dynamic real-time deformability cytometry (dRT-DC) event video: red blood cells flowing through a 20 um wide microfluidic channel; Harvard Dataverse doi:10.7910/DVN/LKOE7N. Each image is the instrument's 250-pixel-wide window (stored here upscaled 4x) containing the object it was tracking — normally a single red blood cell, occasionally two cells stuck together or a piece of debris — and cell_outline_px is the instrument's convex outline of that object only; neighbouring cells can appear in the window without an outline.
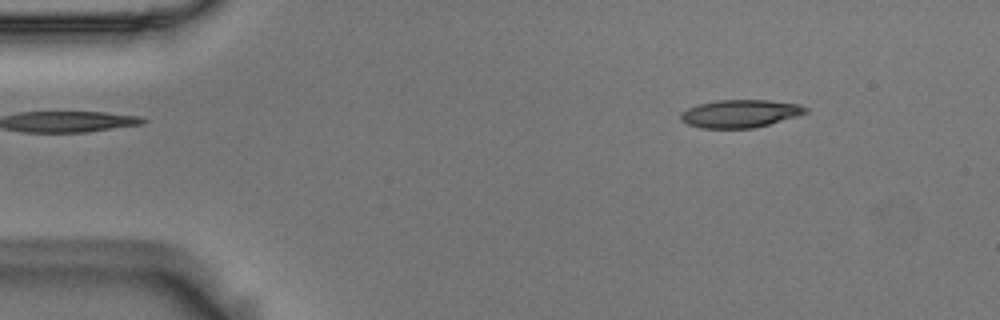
{"species": "Egyptian fruit bat (a non-hibernating species)", "species_latin": "Rousettus aegyptiacus", "temperature_condition": "room temperature", "stored_images_in_passage": 13, "camera_frame_rate_fps": 3000, "um_per_image_px": 0.085, "animal": {"sex": "male"}, "frame": {"image": 1, "passage_image": 1, "time_ms": 0.0, "image_size_px": [1000, 320], "cell_outline_px": [[808, 112], [800, 116], [752, 128], [700, 128], [688, 124], [680, 120], [680, 112], [696, 104], [716, 100], [768, 100], [800, 104], [808, 108]], "centroid_in_image_um": [62.91, 9.65], "position_along_channel_um": 22.1, "area_um2": 20.46}}
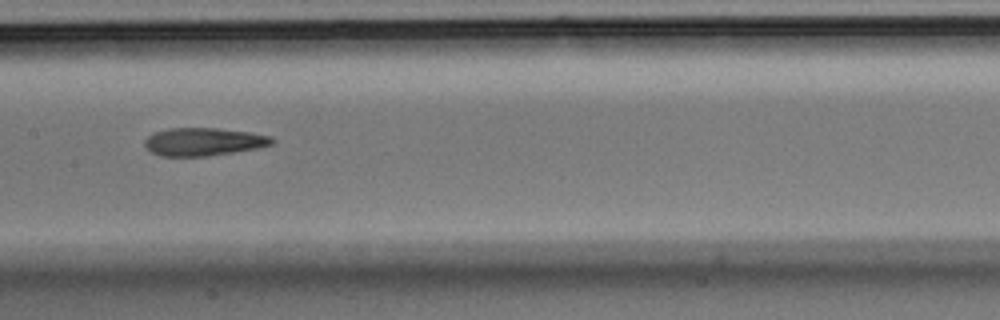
{"frame": {"image": 2, "passage_image": 6, "time_ms": 1.667, "image_size_px": [1000, 320], "cell_outline_px": [[276, 140], [272, 144], [260, 148], [208, 156], [160, 156], [152, 152], [144, 144], [144, 140], [152, 132], [168, 128], [216, 128], [248, 132], [272, 136]], "centroid_in_image_um": [17.31, 12.04], "position_along_channel_um": 190.1, "area_um2": 20.87}}
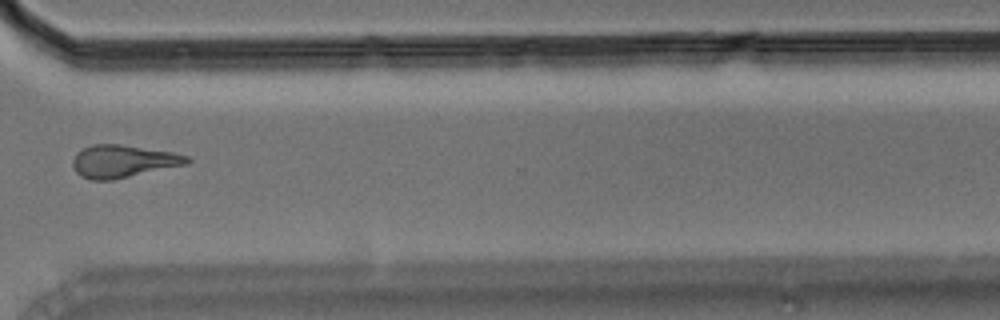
{"frame": {"image": 3, "passage_image": 10, "time_ms": 3.0, "image_size_px": [1000, 320], "cell_outline_px": [[192, 160], [188, 164], [112, 180], [92, 180], [80, 176], [76, 172], [72, 164], [72, 160], [76, 152], [92, 144], [120, 144], [172, 152], [188, 156]], "centroid_in_image_um": [10.45, 13.71], "position_along_channel_um": 360.2, "area_um2": 21.73}}